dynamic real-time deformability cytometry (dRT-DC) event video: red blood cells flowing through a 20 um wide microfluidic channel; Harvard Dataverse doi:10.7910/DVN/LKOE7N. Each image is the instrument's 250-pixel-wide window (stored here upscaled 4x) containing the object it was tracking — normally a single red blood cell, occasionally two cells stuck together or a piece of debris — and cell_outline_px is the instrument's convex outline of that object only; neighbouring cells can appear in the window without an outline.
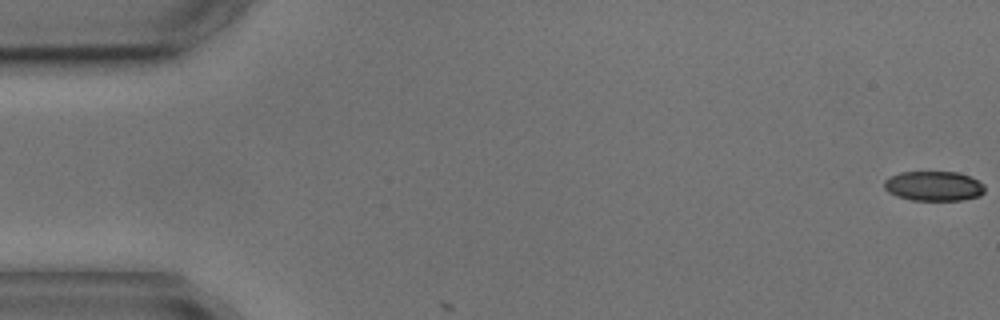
{"species": "common noctule bat (a hibernating species)", "species_latin": "Nyctalus noctula", "temperature_condition": "cold", "stored_images_in_passage": 5, "camera_frame_rate_fps": 3000, "um_per_image_px": 0.085, "animal": {"sex": "male", "body_mass_g": 17.9, "forearm_length_mm": 54.2}, "frame": {"image": 1, "passage_image": 1, "time_ms": 0.0, "image_size_px": [1000, 320], "cell_outline_px": [[984, 192], [980, 196], [964, 200], [912, 200], [896, 196], [888, 192], [884, 188], [884, 180], [900, 172], [956, 172], [968, 176], [984, 184]], "centroid_in_image_um": [79.36, 15.82], "position_along_channel_um": 5.6, "area_um2": 17.4}}
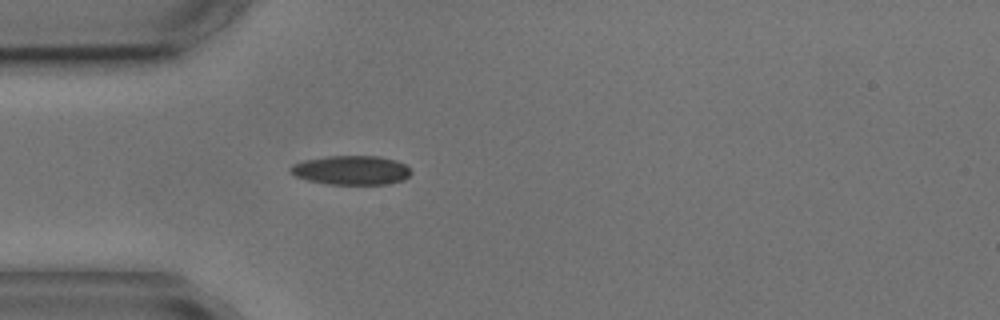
{"frame": {"image": 2, "passage_image": 5, "time_ms": 5.0, "image_size_px": [1000, 320], "cell_outline_px": [[412, 172], [404, 180], [388, 184], [328, 184], [308, 180], [296, 176], [288, 172], [288, 168], [292, 164], [304, 160], [328, 156], [380, 156], [396, 160], [404, 164]], "centroid_in_image_um": [29.84, 14.46], "position_along_channel_um": 55.2, "area_um2": 20.58}}